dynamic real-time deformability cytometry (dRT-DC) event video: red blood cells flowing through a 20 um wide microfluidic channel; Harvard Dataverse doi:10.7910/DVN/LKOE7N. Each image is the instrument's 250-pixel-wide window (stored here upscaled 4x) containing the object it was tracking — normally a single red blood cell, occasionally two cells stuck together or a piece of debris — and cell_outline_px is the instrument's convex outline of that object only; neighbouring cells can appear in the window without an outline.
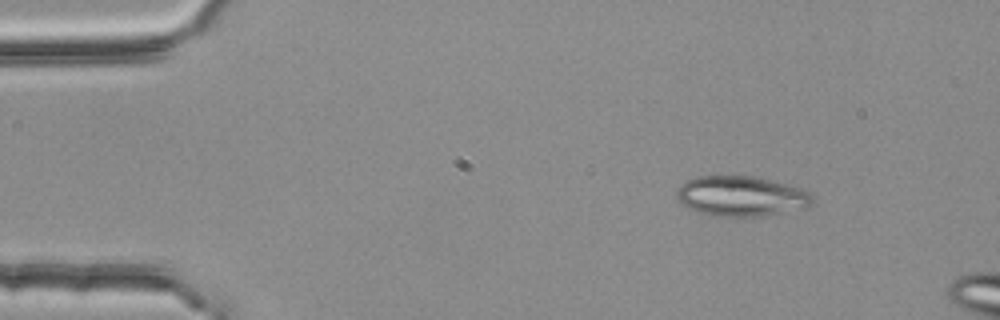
{"species": "common noctule bat (a hibernating species)", "species_latin": "Nyctalus noctula", "temperature_condition": "room temperature", "stored_images_in_passage": 4, "camera_frame_rate_fps": 3000, "um_per_image_px": 0.085, "animal": {"sex": "female", "body_mass_g": 25.1}, "frame": {"image": 1, "passage_image": 2, "time_ms": 0.333, "image_size_px": [1000, 320], "cell_outline_px": [[812, 204], [804, 208], [784, 212], [760, 216], [708, 216], [688, 208], [676, 196], [676, 192], [680, 184], [684, 180], [696, 176], [752, 176], [800, 188], [808, 192], [812, 196]], "centroid_in_image_um": [62.94, 16.67], "position_along_channel_um": 22.1, "area_um2": 31.62}}